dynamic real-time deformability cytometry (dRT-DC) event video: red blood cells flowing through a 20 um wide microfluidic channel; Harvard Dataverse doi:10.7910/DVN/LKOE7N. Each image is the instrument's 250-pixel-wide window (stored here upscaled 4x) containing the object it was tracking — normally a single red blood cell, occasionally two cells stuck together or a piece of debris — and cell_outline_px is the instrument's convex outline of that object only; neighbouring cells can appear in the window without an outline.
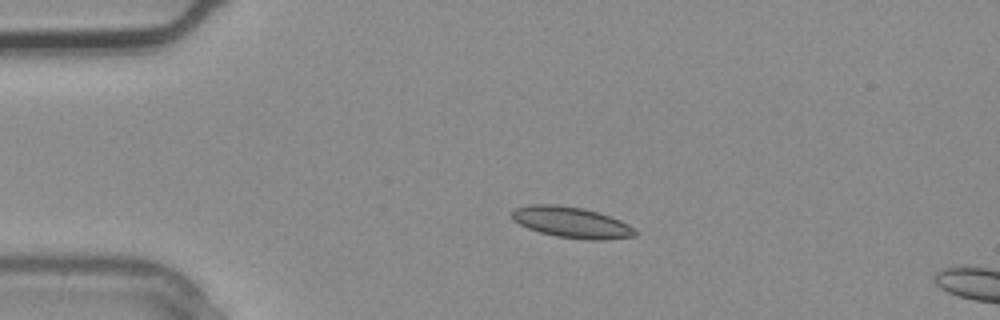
{"species": "common noctule bat (a hibernating species)", "species_latin": "Nyctalus noctula", "temperature_condition": "warm", "stored_images_in_passage": 1, "camera_frame_rate_fps": 3000, "um_per_image_px": 0.085, "animal": {"sex": "male", "body_mass_g": 20.4}, "frame": {"image": 1, "passage_image": 1, "time_ms": 0.0, "image_size_px": [1000, 320], "cell_outline_px": [[636, 236], [604, 240], [588, 240], [556, 236], [540, 232], [528, 228], [512, 220], [512, 208], [528, 204], [556, 204], [584, 208], [620, 220], [628, 224], [636, 232]], "centroid_in_image_um": [48.53, 18.89], "position_along_channel_um": 36.5, "area_um2": 22.25}}